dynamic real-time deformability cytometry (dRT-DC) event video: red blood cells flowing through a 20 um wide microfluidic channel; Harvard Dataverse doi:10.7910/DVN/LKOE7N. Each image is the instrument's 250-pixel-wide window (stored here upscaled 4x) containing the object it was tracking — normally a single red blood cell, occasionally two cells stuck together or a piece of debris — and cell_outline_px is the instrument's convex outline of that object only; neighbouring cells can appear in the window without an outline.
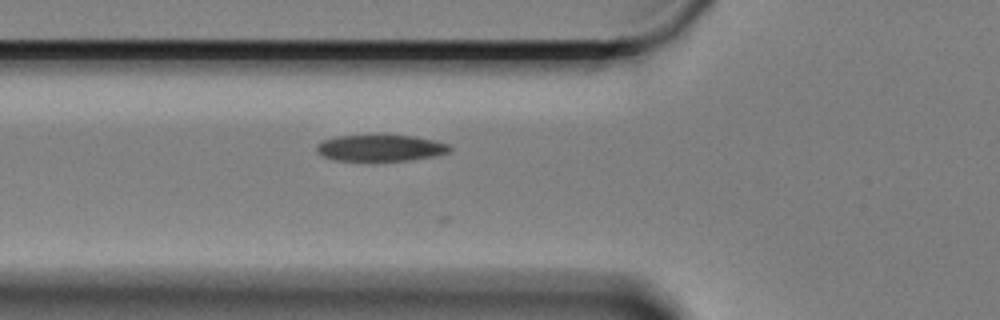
{"species": "Egyptian fruit bat (a non-hibernating species)", "species_latin": "Rousettus aegyptiacus", "temperature_condition": "cold", "stored_images_in_passage": 15, "camera_frame_rate_fps": 3000, "um_per_image_px": 0.085, "animal": {"sex": "female"}, "frame": {"image": 1, "passage_image": 7, "time_ms": 2.0, "image_size_px": [1000, 320], "cell_outline_px": [[452, 148], [448, 152], [436, 156], [412, 160], [332, 160], [316, 152], [316, 144], [324, 140], [336, 136], [412, 136], [432, 140], [448, 144]], "centroid_in_image_um": [32.33, 12.59], "position_along_channel_um": 93.5, "area_um2": 20.17}}
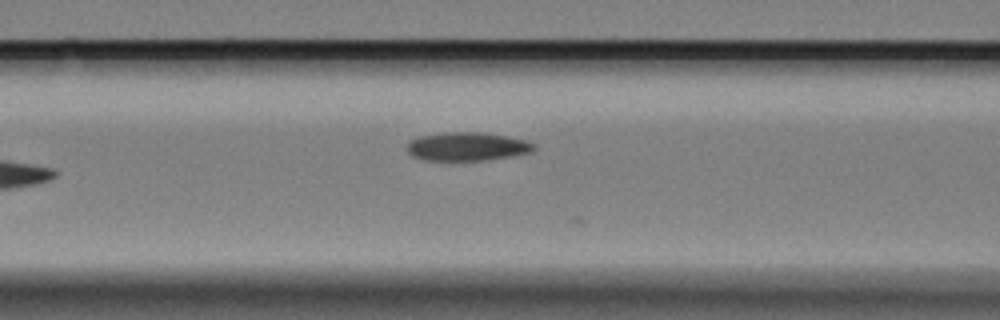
{"frame": {"image": 2, "passage_image": 10, "time_ms": 3.0, "image_size_px": [1000, 320], "cell_outline_px": [[536, 148], [532, 152], [512, 156], [484, 160], [424, 160], [412, 156], [408, 152], [408, 144], [412, 140], [420, 136], [444, 132], [480, 132], [508, 136], [528, 140], [536, 144]], "centroid_in_image_um": [39.77, 12.45], "position_along_channel_um": 126.8, "area_um2": 21.15}}
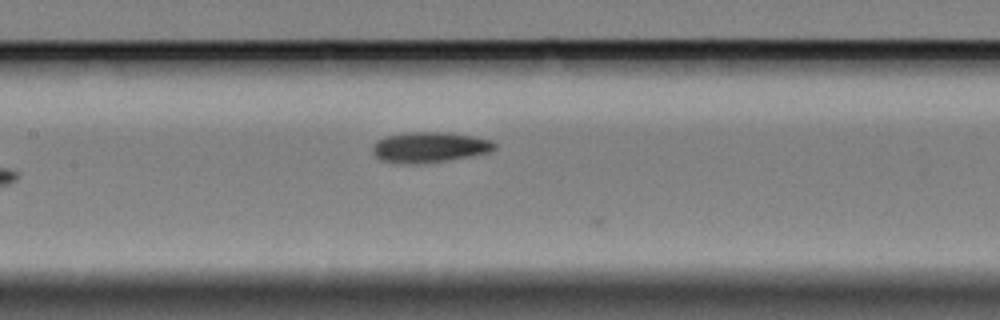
{"frame": {"image": 3, "passage_image": 14, "time_ms": 4.333, "image_size_px": [1000, 320], "cell_outline_px": [[496, 148], [492, 152], [472, 156], [448, 160], [416, 164], [408, 164], [380, 160], [372, 152], [372, 144], [376, 140], [388, 136], [408, 132], [444, 132], [472, 136], [492, 140], [496, 144]], "centroid_in_image_um": [36.52, 12.52], "position_along_channel_um": 170.9, "area_um2": 21.79}}